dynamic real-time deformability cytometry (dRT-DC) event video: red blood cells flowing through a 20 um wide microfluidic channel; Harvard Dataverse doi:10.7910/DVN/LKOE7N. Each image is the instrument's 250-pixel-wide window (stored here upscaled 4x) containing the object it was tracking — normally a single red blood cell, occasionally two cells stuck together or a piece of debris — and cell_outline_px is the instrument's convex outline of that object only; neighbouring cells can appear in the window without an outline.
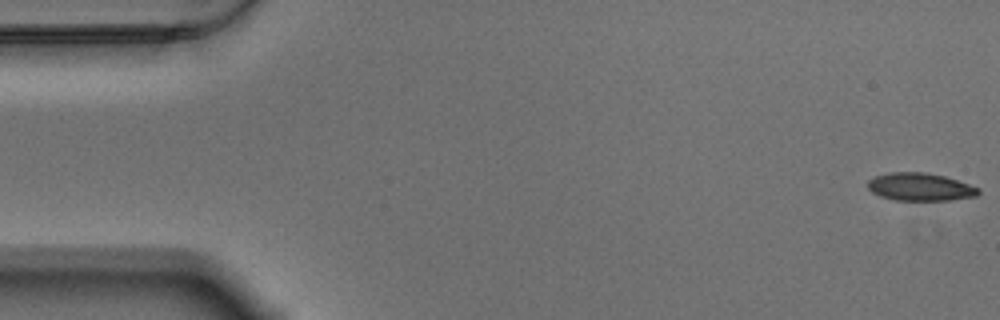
{"species": "Egyptian fruit bat (a non-hibernating species)", "species_latin": "Rousettus aegyptiacus", "temperature_condition": "warm", "stored_images_in_passage": 58, "camera_frame_rate_fps": 3000, "um_per_image_px": 0.085, "animal": {"sex": "male"}, "frame": {"image": 1, "passage_image": 1, "time_ms": 0.0, "image_size_px": [1000, 320], "cell_outline_px": [[980, 192], [976, 196], [948, 200], [896, 200], [880, 196], [872, 192], [868, 188], [868, 180], [876, 176], [892, 172], [924, 172], [944, 176], [980, 188]], "centroid_in_image_um": [78.21, 15.89], "position_along_channel_um": 6.8, "area_um2": 17.74}}
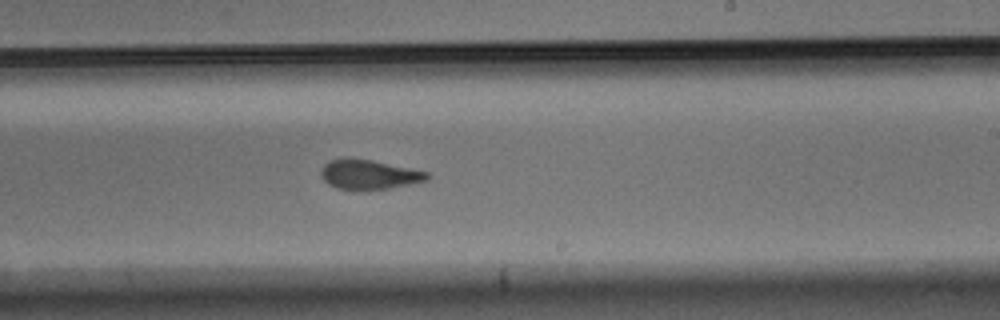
{"frame": {"image": 2, "passage_image": 34, "time_ms": 11.0, "image_size_px": [1000, 320], "cell_outline_px": [[432, 176], [428, 180], [388, 188], [336, 188], [328, 184], [320, 176], [320, 168], [328, 160], [344, 156], [348, 156], [372, 160], [428, 172]], "centroid_in_image_um": [31.31, 14.78], "position_along_channel_um": 257.7, "area_um2": 18.26}}
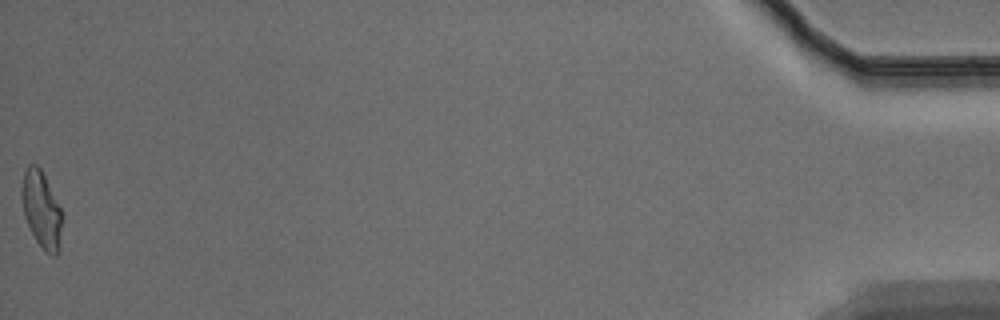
{"frame": {"image": 3, "passage_image": 58, "time_ms": 19.0, "image_size_px": [1000, 320], "cell_outline_px": [[64, 220], [60, 252], [56, 256], [52, 256], [44, 252], [36, 240], [24, 216], [20, 196], [20, 192], [24, 172], [28, 164], [36, 164], [40, 168], [64, 216]], "centroid_in_image_um": [3.55, 17.89], "position_along_channel_um": 431.6, "area_um2": 18.5}, "authors_computed_cell_mechanics": {"area_um2": 18.9873, "velocity_mm_per_s": 3.4738, "shape_relaxation_time_tau1_ms": 6.9826, "shape_relaxation_time_tau2_ms": 1.9132, "deformation_change_tau1": 0.2097, "deformation_change_tau2": 0.0951}}